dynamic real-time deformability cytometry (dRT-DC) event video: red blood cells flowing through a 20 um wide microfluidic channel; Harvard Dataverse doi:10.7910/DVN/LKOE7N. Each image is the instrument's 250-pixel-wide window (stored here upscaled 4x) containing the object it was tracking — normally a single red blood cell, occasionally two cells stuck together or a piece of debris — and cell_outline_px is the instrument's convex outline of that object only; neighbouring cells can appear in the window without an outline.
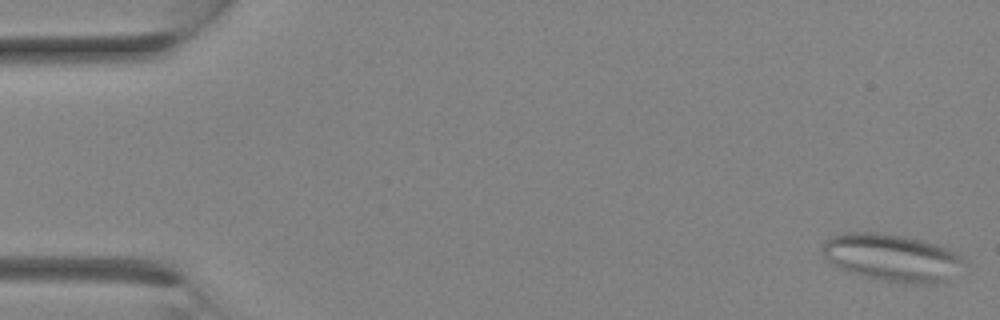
{"species": "Egyptian fruit bat (a non-hibernating species)", "species_latin": "Rousettus aegyptiacus", "temperature_condition": "room temperature", "stored_images_in_passage": 14, "camera_frame_rate_fps": 3000, "um_per_image_px": 0.085, "animal": {"sex": "female"}, "frame": {"image": 1, "passage_image": 1, "time_ms": 0.0, "image_size_px": [1000, 320], "cell_outline_px": [[968, 260], [948, 280], [936, 284], [912, 284], [884, 280], [864, 276], [840, 268], [832, 264], [824, 256], [820, 248], [824, 240], [832, 236], [844, 232], [876, 232], [904, 236], [936, 244]], "centroid_in_image_um": [75.8, 21.89], "position_along_channel_um": 9.2, "area_um2": 38.96}}
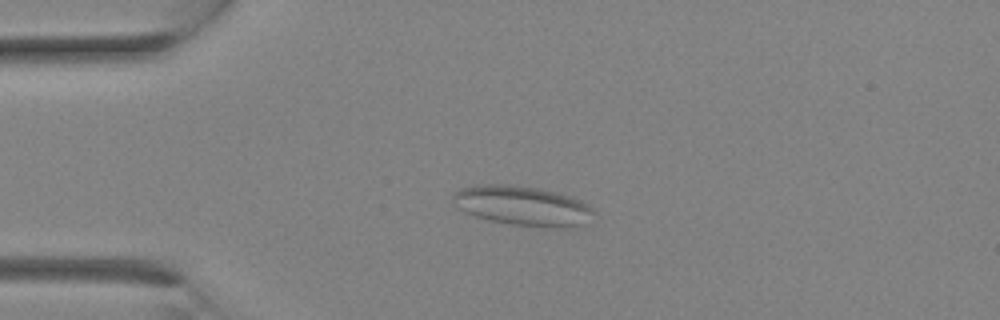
{"frame": {"image": 2, "passage_image": 7, "time_ms": 2.0, "image_size_px": [1000, 320], "cell_outline_px": [[596, 212], [576, 228], [556, 228], [512, 224], [492, 220], [476, 216], [464, 212], [452, 204], [452, 192], [460, 188], [476, 184], [508, 184], [536, 188], [556, 192], [580, 200], [588, 204]], "centroid_in_image_um": [44.37, 17.48], "position_along_channel_um": 40.6, "area_um2": 32.66}}
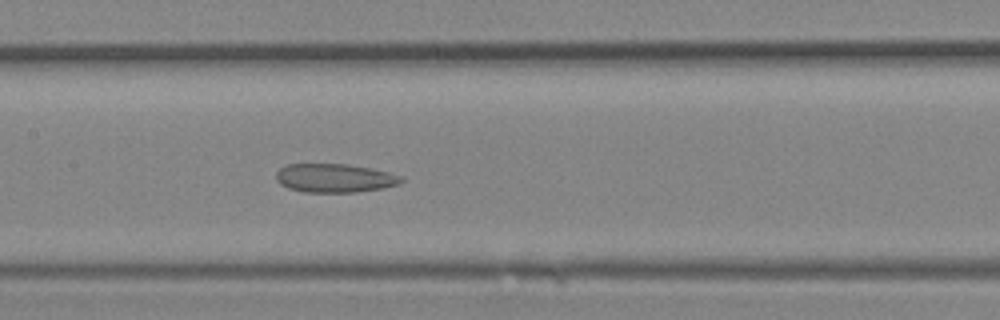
{"frame": {"image": 3, "passage_image": 14, "time_ms": 4.333, "image_size_px": [1000, 320], "cell_outline_px": [[404, 180], [400, 184], [384, 188], [356, 192], [304, 192], [288, 188], [280, 184], [276, 180], [276, 172], [280, 168], [288, 164], [348, 164], [388, 172], [404, 176]], "centroid_in_image_um": [28.46, 15.14], "position_along_channel_um": 178.9, "area_um2": 21.04}}